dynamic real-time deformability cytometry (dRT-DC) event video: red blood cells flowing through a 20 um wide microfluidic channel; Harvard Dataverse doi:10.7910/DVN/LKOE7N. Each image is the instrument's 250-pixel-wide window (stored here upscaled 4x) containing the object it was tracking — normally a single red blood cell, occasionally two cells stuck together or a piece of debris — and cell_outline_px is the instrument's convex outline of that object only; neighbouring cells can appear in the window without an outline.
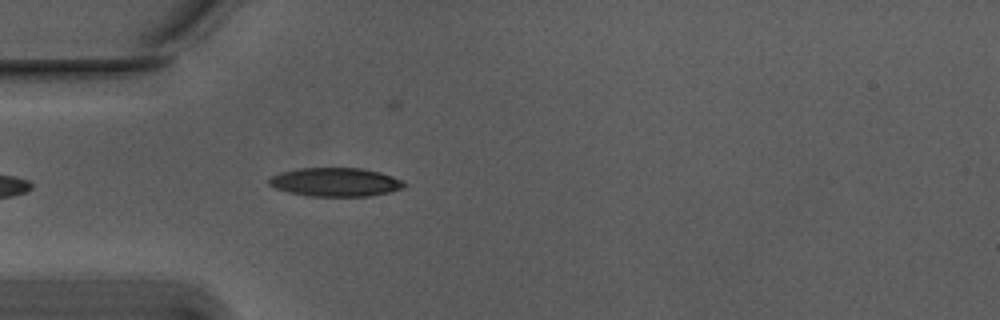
{"species": "Egyptian fruit bat (a non-hibernating species)", "species_latin": "Rousettus aegyptiacus", "temperature_condition": "warm", "stored_images_in_passage": 8, "camera_frame_rate_fps": 3000, "um_per_image_px": 0.085, "animal": {"sex": "male"}, "frame": {"image": 1, "passage_image": 4, "time_ms": 1.0, "image_size_px": [1000, 320], "cell_outline_px": [[408, 184], [404, 188], [372, 196], [308, 196], [288, 192], [276, 188], [268, 184], [268, 180], [272, 176], [284, 172], [300, 168], [360, 168], [380, 172], [404, 180]], "centroid_in_image_um": [28.57, 15.48], "position_along_channel_um": 56.4, "area_um2": 22.6}}